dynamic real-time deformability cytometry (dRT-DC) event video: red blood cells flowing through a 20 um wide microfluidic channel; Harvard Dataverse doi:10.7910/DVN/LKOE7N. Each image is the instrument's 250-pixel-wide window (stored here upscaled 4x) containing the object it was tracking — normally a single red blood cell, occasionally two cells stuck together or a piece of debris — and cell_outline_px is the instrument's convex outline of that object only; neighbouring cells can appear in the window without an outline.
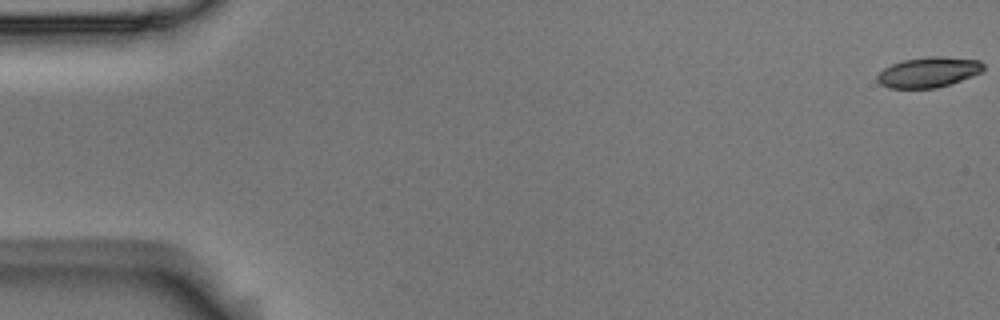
{"species": "Egyptian fruit bat (a non-hibernating species)", "species_latin": "Rousettus aegyptiacus", "temperature_condition": "room temperature", "stored_images_in_passage": 6, "camera_frame_rate_fps": 3000, "um_per_image_px": 0.085, "animal": {"sex": "male"}, "frame": {"image": 1, "passage_image": 1, "time_ms": 0.0, "image_size_px": [1000, 320], "cell_outline_px": [[984, 72], [936, 88], [888, 88], [880, 84], [876, 80], [876, 76], [884, 68], [892, 64], [904, 60], [928, 56], [940, 56], [980, 60], [984, 64]], "centroid_in_image_um": [78.93, 6.13], "position_along_channel_um": 6.1, "area_um2": 18.79}}
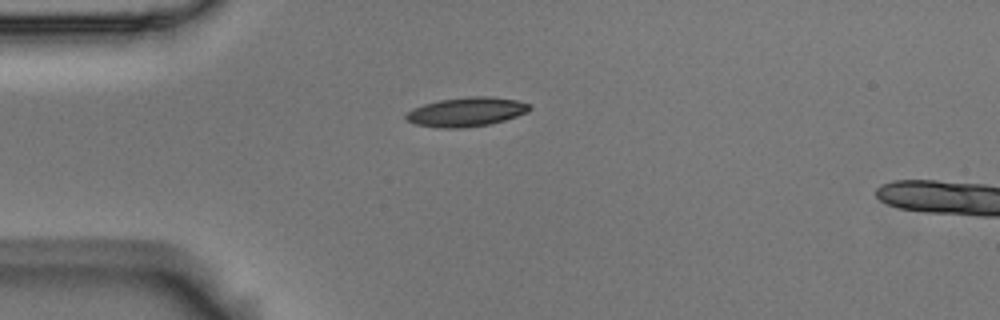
{"frame": {"image": 2, "passage_image": 5, "time_ms": 1.333, "image_size_px": [1000, 320], "cell_outline_px": [[532, 108], [528, 112], [504, 120], [488, 124], [464, 128], [440, 128], [416, 124], [408, 120], [404, 116], [412, 108], [424, 104], [440, 100], [468, 96], [488, 96], [516, 100], [528, 104]], "centroid_in_image_um": [39.63, 9.51], "position_along_channel_um": 45.4, "area_um2": 20.87}}